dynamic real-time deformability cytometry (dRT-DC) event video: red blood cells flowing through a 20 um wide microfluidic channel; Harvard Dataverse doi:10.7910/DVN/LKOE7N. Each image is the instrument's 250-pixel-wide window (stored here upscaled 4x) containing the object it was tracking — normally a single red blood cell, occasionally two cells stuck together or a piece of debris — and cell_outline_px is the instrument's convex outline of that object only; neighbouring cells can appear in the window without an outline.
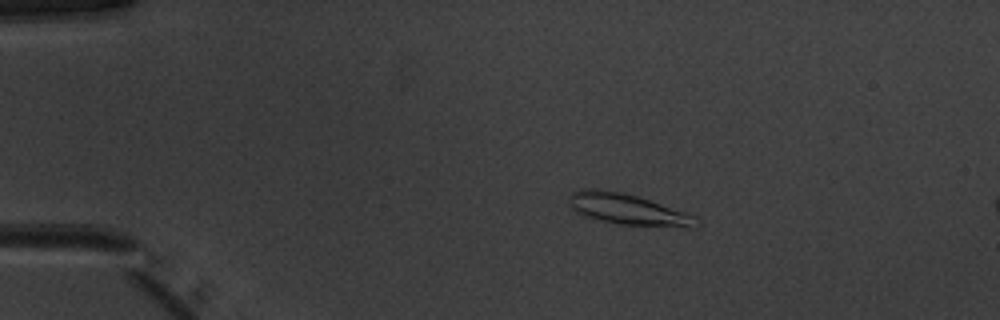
{"species": "common noctule bat (a hibernating species)", "species_latin": "Nyctalus noctula", "temperature_condition": "warm", "stored_images_in_passage": 17, "camera_frame_rate_fps": 3000, "um_per_image_px": 0.085, "animal": {"sex": "male", "body_mass_g": 20.1, "forearm_length_mm": 53.5}, "frame": {"image": 1, "passage_image": 10, "time_ms": 3.0, "image_size_px": [1000, 320], "cell_outline_px": [[700, 224], [692, 228], [688, 228], [620, 224], [584, 216], [576, 212], [568, 204], [572, 192], [588, 188], [592, 188], [620, 192], [636, 196], [696, 216]], "centroid_in_image_um": [53.38, 17.81], "position_along_channel_um": 31.6, "area_um2": 22.66}}